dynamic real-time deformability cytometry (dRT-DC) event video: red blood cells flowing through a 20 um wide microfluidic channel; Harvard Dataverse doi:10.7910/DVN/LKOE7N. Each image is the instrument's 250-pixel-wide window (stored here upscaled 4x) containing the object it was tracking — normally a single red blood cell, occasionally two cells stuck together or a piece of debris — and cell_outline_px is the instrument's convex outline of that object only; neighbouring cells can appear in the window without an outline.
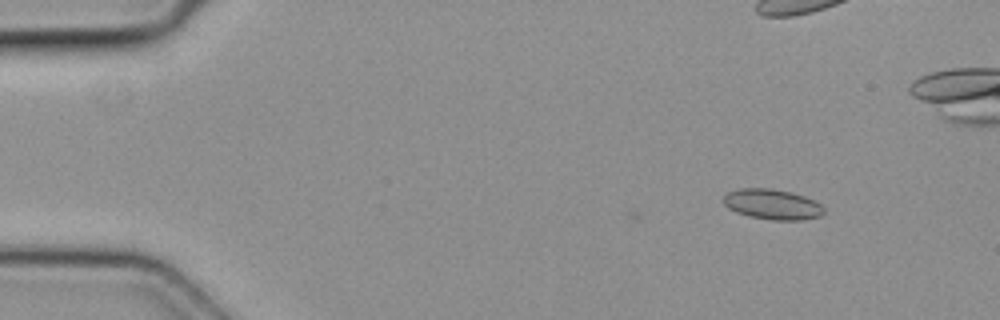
{"species": "common noctule bat (a hibernating species)", "species_latin": "Nyctalus noctula", "temperature_condition": "cold", "stored_images_in_passage": 2, "camera_frame_rate_fps": 3000, "um_per_image_px": 0.085, "animal": {"sex": "female", "body_mass_g": 19.3, "forearm_length_mm": 54.1}, "frame": {"image": 1, "passage_image": 2, "time_ms": 0.333, "image_size_px": [1000, 320], "cell_outline_px": [[824, 212], [820, 216], [804, 220], [772, 220], [748, 216], [736, 212], [728, 208], [724, 204], [724, 196], [728, 192], [740, 188], [772, 188], [792, 192], [804, 196], [820, 204], [824, 208]], "centroid_in_image_um": [65.65, 17.37], "position_along_channel_um": 19.4, "area_um2": 17.8}}